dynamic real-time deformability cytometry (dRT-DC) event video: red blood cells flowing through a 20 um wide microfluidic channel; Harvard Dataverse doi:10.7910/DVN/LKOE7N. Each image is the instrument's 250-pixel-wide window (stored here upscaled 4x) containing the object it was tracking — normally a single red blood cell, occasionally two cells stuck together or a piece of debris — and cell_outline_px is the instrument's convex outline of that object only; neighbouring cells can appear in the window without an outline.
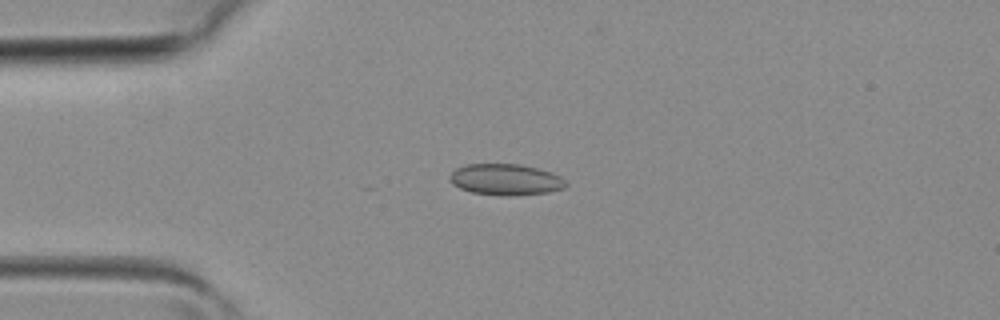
{"species": "common noctule bat (a hibernating species)", "species_latin": "Nyctalus noctula", "temperature_condition": "room temperature", "stored_images_in_passage": 4, "camera_frame_rate_fps": 3000, "um_per_image_px": 0.085, "animal": {"sex": "female", "body_mass_g": 19.3, "forearm_length_mm": 54.1}, "frame": {"image": 1, "passage_image": 4, "time_ms": 1.0, "image_size_px": [1000, 320], "cell_outline_px": [[568, 184], [564, 188], [548, 192], [512, 196], [508, 196], [472, 192], [460, 188], [452, 184], [448, 180], [448, 176], [456, 168], [468, 164], [520, 164], [552, 172], [560, 176]], "centroid_in_image_um": [42.97, 15.26], "position_along_channel_um": 42.0, "area_um2": 21.15}}